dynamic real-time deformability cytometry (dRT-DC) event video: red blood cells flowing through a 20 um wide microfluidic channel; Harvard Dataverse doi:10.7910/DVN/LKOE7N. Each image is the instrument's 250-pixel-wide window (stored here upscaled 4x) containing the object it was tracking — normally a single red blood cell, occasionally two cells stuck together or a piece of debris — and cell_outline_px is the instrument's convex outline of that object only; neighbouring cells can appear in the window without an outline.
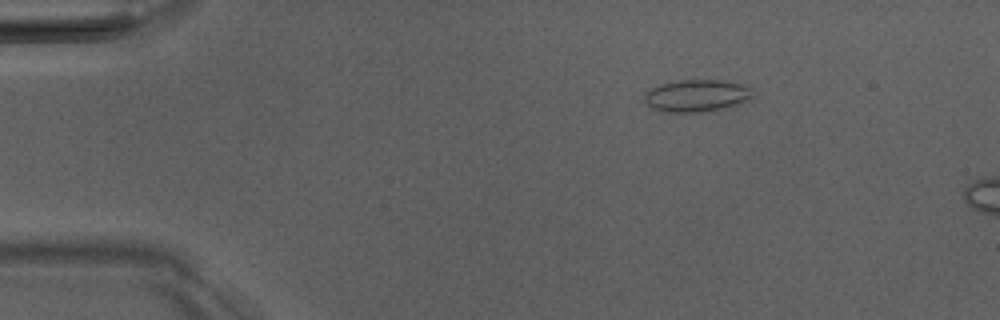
{"species": "Egyptian fruit bat (a non-hibernating species)", "species_latin": "Rousettus aegyptiacus", "temperature_condition": "room temperature", "stored_images_in_passage": 4, "camera_frame_rate_fps": 3000, "um_per_image_px": 0.085, "animal": {"sex": "male"}, "frame": {"image": 1, "passage_image": 3, "time_ms": 2.333, "image_size_px": [1000, 320], "cell_outline_px": [[752, 96], [748, 100], [724, 108], [700, 112], [664, 112], [652, 108], [644, 100], [644, 96], [652, 88], [660, 84], [680, 80], [720, 80], [740, 84], [752, 88]], "centroid_in_image_um": [59.21, 8.13], "position_along_channel_um": 25.8, "area_um2": 20.06}}